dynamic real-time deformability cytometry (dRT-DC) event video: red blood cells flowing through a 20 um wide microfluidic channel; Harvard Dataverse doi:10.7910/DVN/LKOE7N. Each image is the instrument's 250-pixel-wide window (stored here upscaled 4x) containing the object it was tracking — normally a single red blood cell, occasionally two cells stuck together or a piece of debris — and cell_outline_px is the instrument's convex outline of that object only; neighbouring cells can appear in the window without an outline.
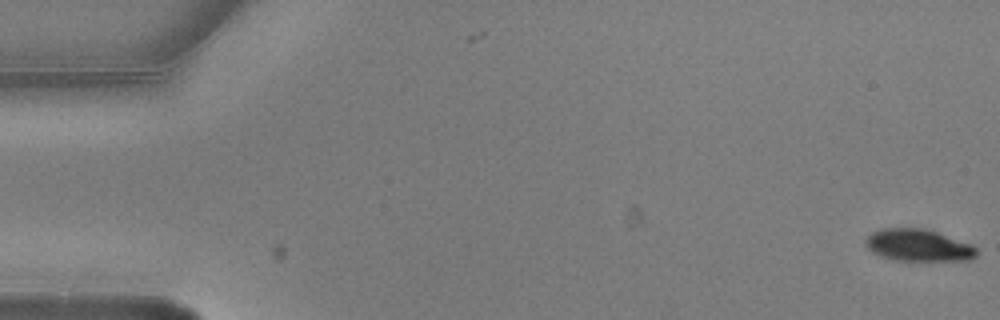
{"species": "common noctule bat (a hibernating species)", "species_latin": "Nyctalus noctula", "temperature_condition": "warm", "stored_images_in_passage": 3, "camera_frame_rate_fps": 3000, "um_per_image_px": 0.085, "animal": {"sex": "male", "body_mass_g": 20.5, "forearm_length_mm": 52.5}, "frame": {"image": 1, "passage_image": 1, "time_ms": 0.0, "image_size_px": [1000, 320], "cell_outline_px": [[976, 256], [968, 260], [892, 260], [880, 256], [872, 252], [868, 248], [864, 240], [872, 232], [880, 228], [924, 228], [972, 244], [976, 248]], "centroid_in_image_um": [78.02, 20.84], "position_along_channel_um": 7.0, "area_um2": 20.63}}